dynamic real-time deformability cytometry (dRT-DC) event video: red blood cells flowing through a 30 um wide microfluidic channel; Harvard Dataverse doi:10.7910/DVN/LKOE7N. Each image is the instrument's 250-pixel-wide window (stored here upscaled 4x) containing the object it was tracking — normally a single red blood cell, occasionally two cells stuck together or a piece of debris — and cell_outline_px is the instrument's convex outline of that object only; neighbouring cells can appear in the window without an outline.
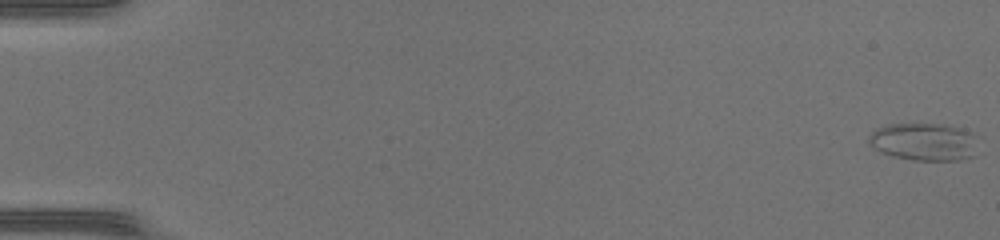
{"species": "common noctule bat (a hibernating species)", "species_latin": "Nyctalus noctula", "temperature_condition": "warm", "stored_images_in_passage": 51, "camera_frame_rate_fps": 3000, "um_per_image_px": 0.085, "animal": {"sex": "female", "body_mass_g": 17.0, "forearm_length_mm": 48.0}, "frame": {"image": 1, "passage_image": 1, "time_ms": 0.0, "image_size_px": [1000, 240], "cell_outline_px": [[976, 156], [960, 160], [916, 160], [892, 156], [868, 144], [868, 136], [876, 128], [888, 124], [944, 124], [964, 128], [972, 132], [976, 136]], "centroid_in_image_um": [78.59, 12.04], "position_along_channel_um": 6.4, "area_um2": 24.22}}
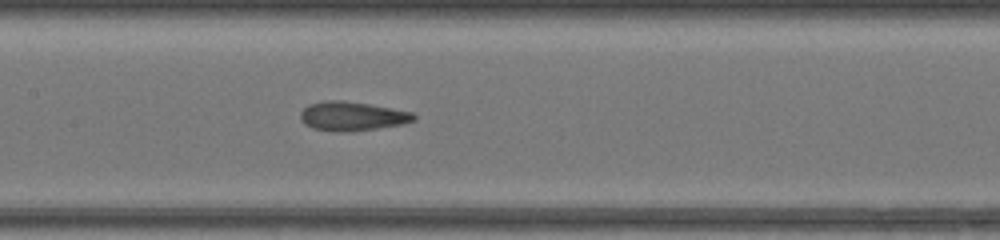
{"frame": {"image": 2, "passage_image": 26, "time_ms": 8.333, "image_size_px": [1000, 240], "cell_outline_px": [[416, 120], [404, 124], [348, 132], [312, 128], [304, 124], [300, 116], [300, 112], [308, 104], [328, 100], [344, 100], [392, 108], [412, 112], [416, 116]], "centroid_in_image_um": [29.94, 9.86], "position_along_channel_um": 177.5, "area_um2": 19.13}}
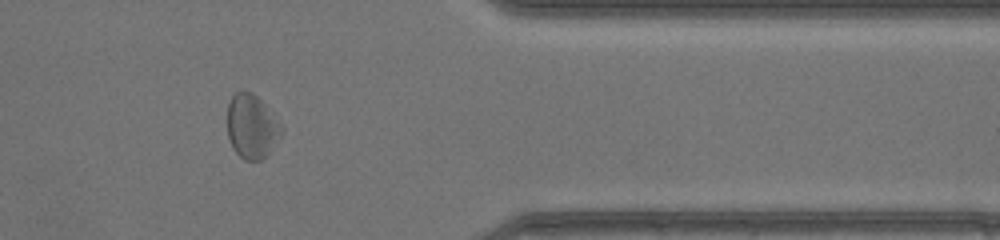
{"frame": {"image": 3, "passage_image": 42, "time_ms": 13.667, "image_size_px": [1000, 240], "cell_outline_px": [[284, 128], [280, 136], [268, 152], [260, 160], [244, 160], [232, 148], [228, 136], [228, 104], [232, 96], [240, 88], [244, 88], [252, 92], [264, 104]], "centroid_in_image_um": [21.37, 10.71], "position_along_channel_um": 390.0, "area_um2": 20.06}, "authors_computed_cell_mechanics": {"area_um2": 20.23, "velocity_mm_per_s": 4.2965, "shape_relaxation_time_tau1_ms": 5.1908, "shape_relaxation_time_tau2_ms": 2.0785, "deformation_change_tau1": 0.1475, "deformation_change_tau2": 0.1044}}